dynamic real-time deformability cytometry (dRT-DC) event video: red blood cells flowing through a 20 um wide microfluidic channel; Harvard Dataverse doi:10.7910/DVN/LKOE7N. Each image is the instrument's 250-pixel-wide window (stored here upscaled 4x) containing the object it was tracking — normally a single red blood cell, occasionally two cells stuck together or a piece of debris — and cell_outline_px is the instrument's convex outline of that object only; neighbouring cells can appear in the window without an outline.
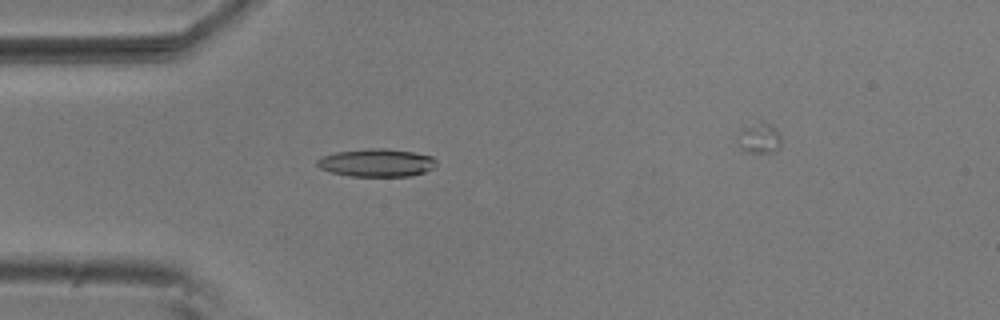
{"species": "common noctule bat (a hibernating species)", "species_latin": "Nyctalus noctula", "temperature_condition": "room temperature", "stored_images_in_passage": 6, "camera_frame_rate_fps": 3000, "um_per_image_px": 0.085, "animal": {"sex": "male", "body_mass_g": 20.5, "forearm_length_mm": 52.5}, "frame": {"image": 1, "passage_image": 5, "time_ms": 1.333, "image_size_px": [1000, 320], "cell_outline_px": [[436, 164], [432, 168], [424, 172], [412, 176], [348, 176], [332, 172], [320, 168], [316, 164], [316, 160], [320, 156], [336, 152], [368, 148], [384, 148], [412, 152], [432, 156], [436, 160]], "centroid_in_image_um": [31.98, 13.83], "position_along_channel_um": 53.0, "area_um2": 19.42}}